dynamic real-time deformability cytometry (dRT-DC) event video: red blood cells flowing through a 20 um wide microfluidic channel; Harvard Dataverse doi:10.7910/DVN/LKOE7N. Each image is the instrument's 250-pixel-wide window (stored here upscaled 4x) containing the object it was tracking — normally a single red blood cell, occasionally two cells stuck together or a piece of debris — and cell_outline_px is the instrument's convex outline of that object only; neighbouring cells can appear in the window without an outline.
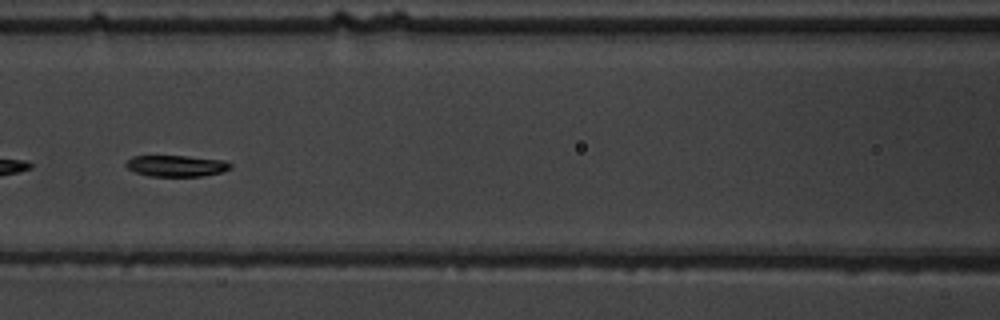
{"species": "common noctule bat (a hibernating species)", "species_latin": "Nyctalus noctula", "temperature_condition": "warm", "stored_images_in_passage": 40, "camera_frame_rate_fps": 3000, "um_per_image_px": 0.085, "animal": {"sex": "male", "body_mass_g": 19.5, "forearm_length_mm": 54.6}, "frame": {"image": 1, "passage_image": 10, "time_ms": 3.0, "image_size_px": [1000, 320], "cell_outline_px": [[232, 168], [220, 172], [200, 176], [148, 176], [136, 172], [128, 168], [124, 164], [132, 156], [188, 156], [224, 160], [232, 164]], "centroid_in_image_um": [14.99, 14.09], "position_along_channel_um": 151.6, "area_um2": 12.89}}
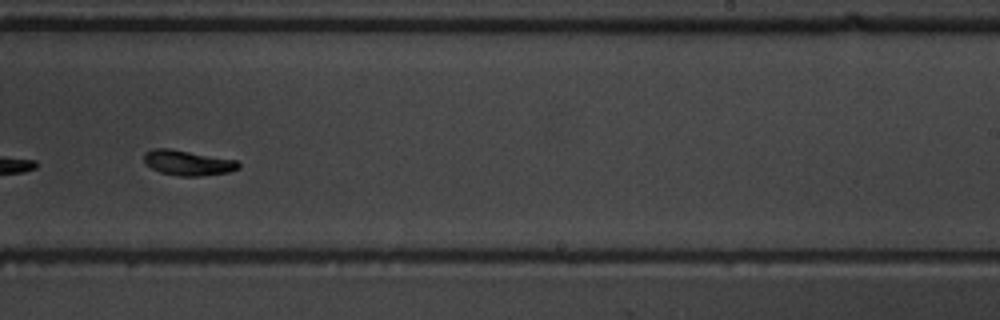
{"frame": {"image": 2, "passage_image": 20, "time_ms": 6.333, "image_size_px": [1000, 320], "cell_outline_px": [[240, 168], [228, 172], [200, 176], [180, 176], [160, 172], [144, 164], [144, 152], [152, 148], [168, 148], [236, 160], [240, 164]], "centroid_in_image_um": [15.93, 13.83], "position_along_channel_um": 273.1, "area_um2": 13.81}}
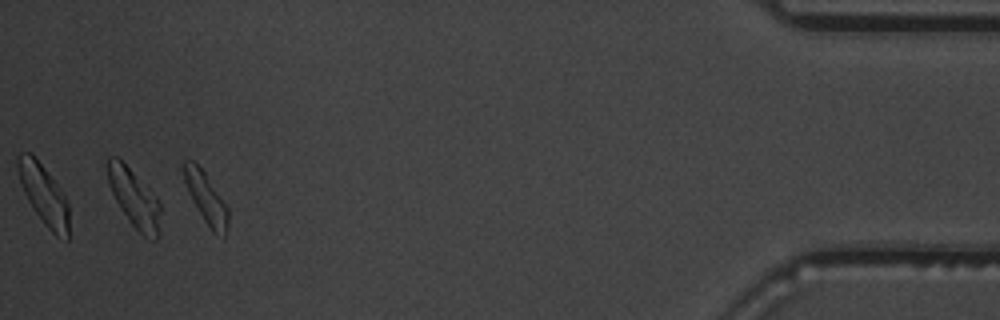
{"frame": {"image": 3, "passage_image": 37, "time_ms": 12.0, "image_size_px": [1000, 320], "cell_outline_px": [[228, 228], [224, 240], [212, 232], [204, 220], [192, 200], [188, 192], [184, 180], [180, 164], [184, 160], [192, 160], [204, 172], [228, 208]], "centroid_in_image_um": [17.5, 16.86], "position_along_channel_um": 417.7, "area_um2": 13.24}, "authors_computed_cell_mechanics": {"area_um2": 13.5541, "velocity_mm_per_s": 3.6534, "shape_relaxation_time_tau1_ms": 2.1613, "shape_relaxation_time_tau2_ms": 5.967, "deformation_change_tau1": 0.1704, "deformation_change_tau2": 0.1183}}